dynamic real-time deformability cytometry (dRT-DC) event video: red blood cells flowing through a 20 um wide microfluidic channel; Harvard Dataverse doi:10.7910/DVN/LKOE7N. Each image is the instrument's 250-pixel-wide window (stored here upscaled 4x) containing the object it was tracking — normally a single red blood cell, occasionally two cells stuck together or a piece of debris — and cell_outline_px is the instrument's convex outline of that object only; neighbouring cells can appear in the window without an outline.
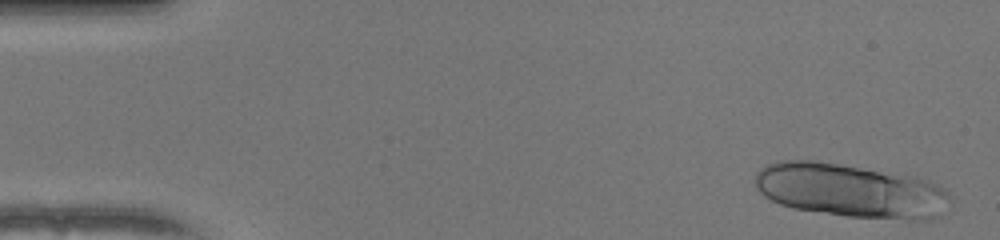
{"species": "human", "species_latin": "Homo sapiens", "temperature_condition": "warm", "stored_images_in_passage": 13, "camera_frame_rate_fps": 3000, "um_per_image_px": 0.085, "donor": {"sex": "female"}, "frame": {"image": 1, "passage_image": 2, "time_ms": 0.333, "image_size_px": [1000, 240], "cell_outline_px": [[952, 200], [940, 216], [932, 220], [908, 220], [848, 216], [792, 208], [780, 204], [764, 196], [756, 188], [756, 172], [760, 168], [768, 164], [780, 160], [812, 160], [840, 164], [916, 176], [936, 184], [944, 188], [948, 192]], "centroid_in_image_um": [72.34, 16.21], "position_along_channel_um": 12.7, "area_um2": 61.56}}
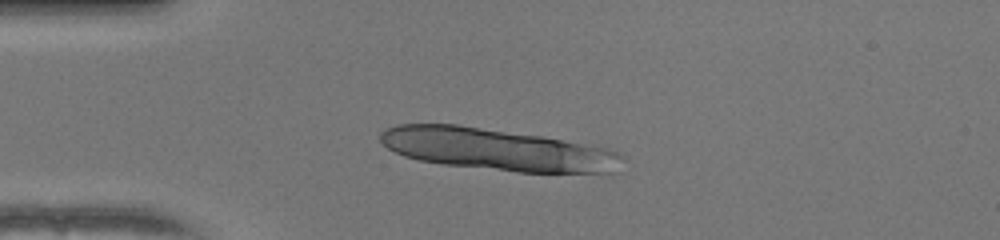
{"frame": {"image": 2, "passage_image": 12, "time_ms": 3.667, "image_size_px": [1000, 240], "cell_outline_px": [[628, 156], [616, 172], [516, 172], [444, 164], [420, 160], [404, 156], [380, 144], [380, 132], [384, 128], [396, 124], [456, 124], [540, 136], [608, 148]], "centroid_in_image_um": [42.26, 12.7], "position_along_channel_um": 42.7, "area_um2": 59.19}}